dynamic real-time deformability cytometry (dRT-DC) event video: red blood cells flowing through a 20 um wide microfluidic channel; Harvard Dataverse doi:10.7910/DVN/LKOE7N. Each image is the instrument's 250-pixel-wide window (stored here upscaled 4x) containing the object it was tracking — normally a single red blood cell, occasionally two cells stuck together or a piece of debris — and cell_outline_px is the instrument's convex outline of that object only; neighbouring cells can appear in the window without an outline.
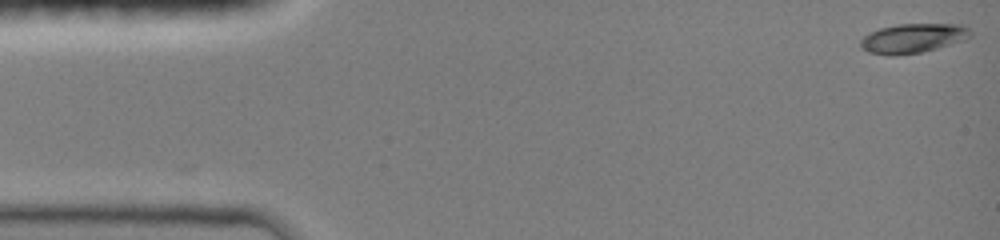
{"species": "common noctule bat (a hibernating species)", "species_latin": "Nyctalus noctula", "temperature_condition": "room temperature", "stored_images_in_passage": 34, "camera_frame_rate_fps": 3000, "um_per_image_px": 0.085, "animal": {"sex": "female", "body_mass_g": 19.0, "forearm_length_mm": 51.5}, "frame": {"image": 1, "passage_image": 1, "time_ms": 0.0, "image_size_px": [1000, 240], "cell_outline_px": [[972, 36], [964, 40], [936, 48], [920, 52], [896, 56], [888, 56], [868, 52], [860, 48], [860, 40], [864, 36], [880, 28], [900, 24], [964, 24], [972, 32]], "centroid_in_image_um": [77.6, 3.26], "position_along_channel_um": 7.4, "area_um2": 18.9}}
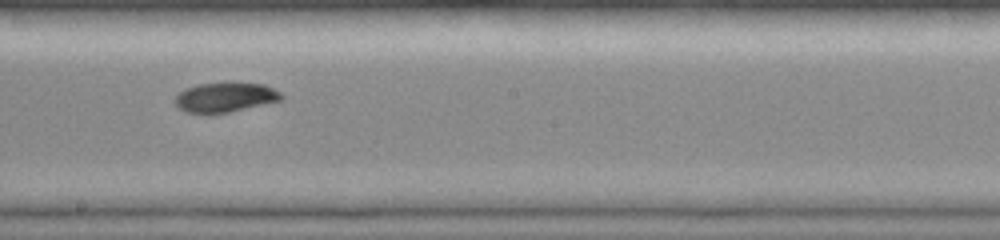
{"frame": {"image": 2, "passage_image": 19, "time_ms": 8.333, "image_size_px": [1000, 240], "cell_outline_px": [[284, 96], [280, 100], [228, 112], [184, 112], [172, 100], [184, 88], [200, 84], [264, 84], [280, 92]], "centroid_in_image_um": [19.11, 8.27], "position_along_channel_um": 229.1, "area_um2": 17.63}}
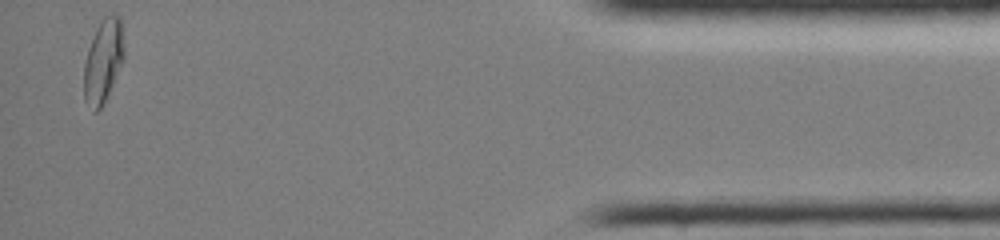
{"frame": {"image": 3, "passage_image": 34, "time_ms": 14.667, "image_size_px": [1000, 240], "cell_outline_px": [[124, 60], [104, 104], [96, 112], [92, 112], [84, 100], [84, 64], [88, 48], [96, 28], [100, 20], [104, 16], [120, 16], [124, 44]], "centroid_in_image_um": [8.77, 5.22], "position_along_channel_um": 426.4, "area_um2": 19.71}, "authors_computed_cell_mechanics": {"area_um2": 18.7272, "velocity_mm_per_s": 4.0906, "shape_relaxation_time_tau1_ms": 6.7409, "shape_relaxation_time_tau2_ms": 3.1576, "deformation_change_tau1": 0.2168, "deformation_change_tau2": 0.0425}}